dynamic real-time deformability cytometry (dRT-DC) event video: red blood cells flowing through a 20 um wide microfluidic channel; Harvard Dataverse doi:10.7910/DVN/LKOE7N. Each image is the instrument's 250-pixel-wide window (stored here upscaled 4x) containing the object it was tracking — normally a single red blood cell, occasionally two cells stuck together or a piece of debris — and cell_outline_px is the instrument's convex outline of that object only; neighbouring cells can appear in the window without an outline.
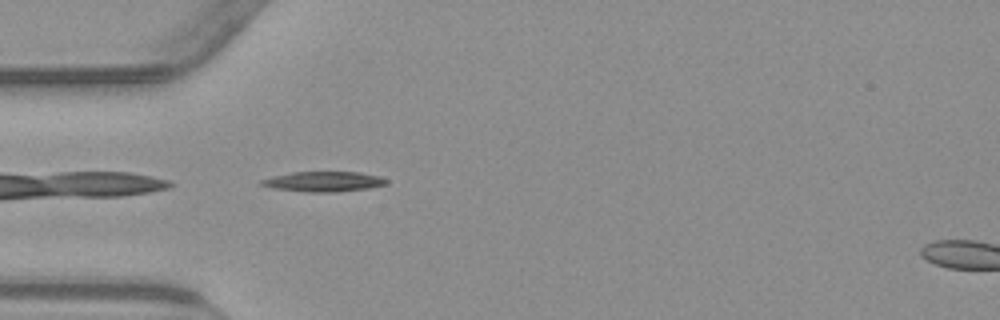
{"species": "common noctule bat (a hibernating species)", "species_latin": "Nyctalus noctula", "temperature_condition": "warm", "stored_images_in_passage": 39, "camera_frame_rate_fps": 3000, "um_per_image_px": 0.085, "animal": {"sex": "male", "body_mass_g": 23.1, "forearm_length_mm": 52.7}, "frame": {"image": 1, "passage_image": 1, "time_ms": 0.0, "image_size_px": [1000, 320], "cell_outline_px": [[388, 184], [368, 188], [336, 192], [304, 192], [272, 188], [260, 184], [260, 180], [272, 176], [292, 172], [360, 172], [380, 176], [388, 180]], "centroid_in_image_um": [27.51, 15.43], "position_along_channel_um": 57.5, "area_um2": 14.74}}
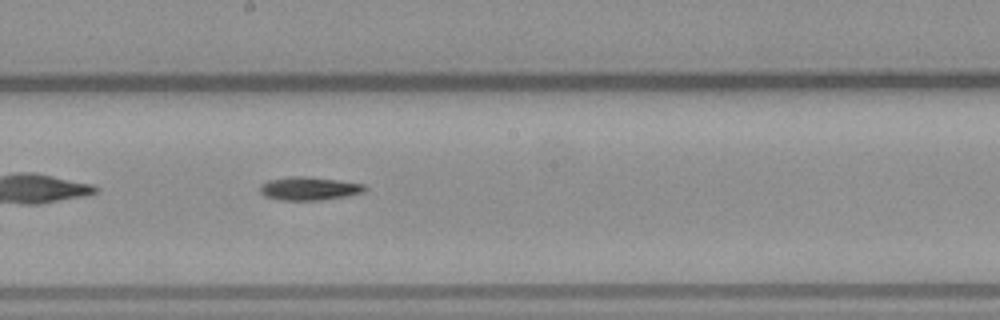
{"frame": {"image": 2, "passage_image": 14, "time_ms": 4.333, "image_size_px": [1000, 320], "cell_outline_px": [[368, 188], [364, 192], [348, 196], [320, 200], [280, 200], [264, 196], [260, 192], [260, 184], [268, 180], [292, 176], [304, 176], [340, 180], [364, 184]], "centroid_in_image_um": [26.29, 16.02], "position_along_channel_um": 221.9, "area_um2": 14.39}}
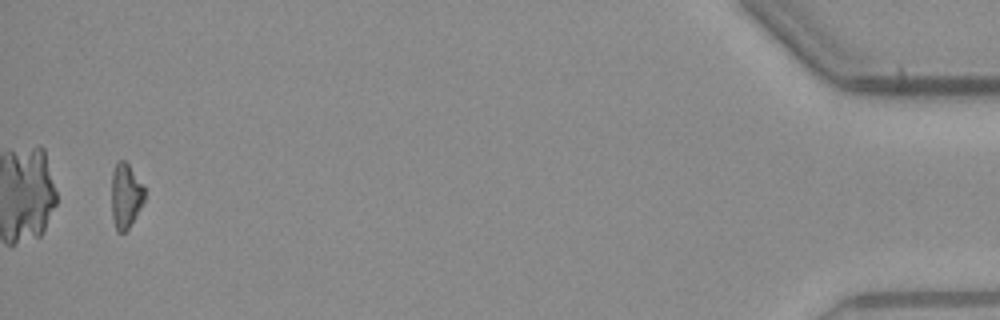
{"frame": {"image": 3, "passage_image": 37, "time_ms": 12.0, "image_size_px": [1000, 320], "cell_outline_px": [[144, 200], [140, 208], [128, 228], [124, 232], [116, 232], [112, 216], [112, 172], [116, 160], [124, 160], [128, 164], [144, 188]], "centroid_in_image_um": [10.65, 16.63], "position_along_channel_um": 424.5, "area_um2": 12.25}, "authors_computed_cell_mechanics": {"area_um2": 13.4096, "velocity_mm_per_s": 3.8583, "shape_relaxation_time_tau1_ms": 5.4058, "shape_relaxation_time_tau2_ms": null, "deformation_change_tau1": 0.174, "deformation_change_tau2": null}}